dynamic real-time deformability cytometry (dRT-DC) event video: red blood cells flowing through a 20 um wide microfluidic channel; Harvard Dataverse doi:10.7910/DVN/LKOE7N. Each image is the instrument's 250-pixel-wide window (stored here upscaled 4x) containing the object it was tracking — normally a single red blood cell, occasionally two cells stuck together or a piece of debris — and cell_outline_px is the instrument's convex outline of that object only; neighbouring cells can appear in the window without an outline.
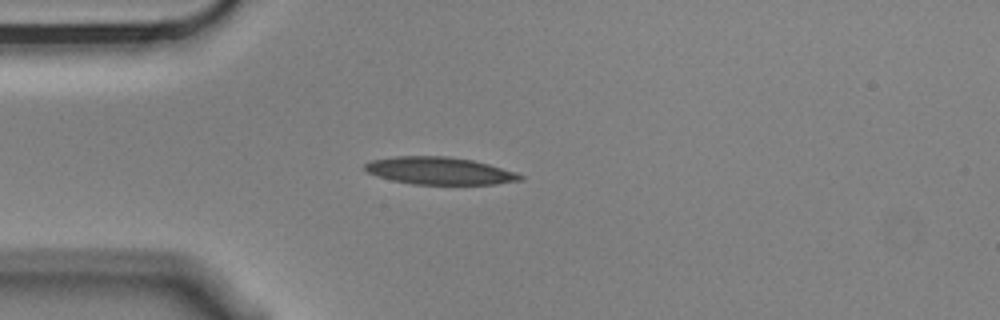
{"species": "Egyptian fruit bat (a non-hibernating species)", "species_latin": "Rousettus aegyptiacus", "temperature_condition": "cold", "stored_images_in_passage": 6, "camera_frame_rate_fps": 3000, "um_per_image_px": 0.085, "animal": {"sex": "male"}, "frame": {"image": 1, "passage_image": 4, "time_ms": 1.0, "image_size_px": [1000, 320], "cell_outline_px": [[524, 180], [496, 184], [412, 184], [392, 180], [376, 176], [368, 172], [364, 168], [364, 164], [372, 160], [396, 156], [448, 156], [472, 160], [488, 164], [516, 172], [524, 176]], "centroid_in_image_um": [37.37, 14.52], "position_along_channel_um": 47.6, "area_um2": 24.8}}
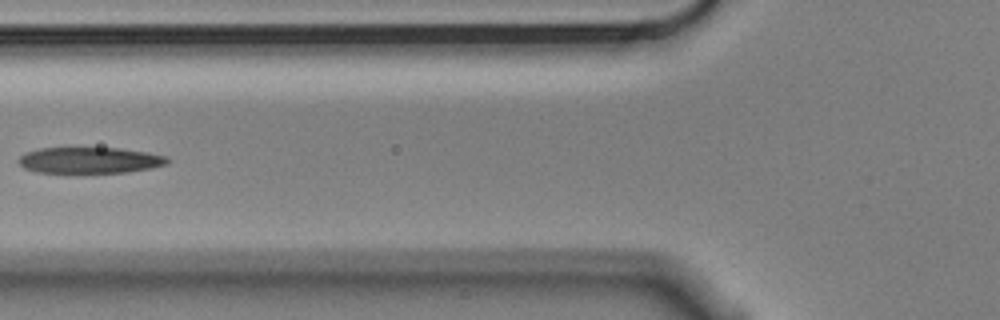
{"frame": {"image": 2, "passage_image": 6, "time_ms": 1.667, "image_size_px": [1000, 320], "cell_outline_px": [[172, 160], [168, 164], [152, 168], [128, 172], [72, 176], [36, 172], [24, 168], [20, 164], [20, 156], [28, 152], [40, 148], [120, 148], [148, 152], [168, 156]], "centroid_in_image_um": [7.67, 13.68], "position_along_channel_um": 118.1, "area_um2": 23.93}}